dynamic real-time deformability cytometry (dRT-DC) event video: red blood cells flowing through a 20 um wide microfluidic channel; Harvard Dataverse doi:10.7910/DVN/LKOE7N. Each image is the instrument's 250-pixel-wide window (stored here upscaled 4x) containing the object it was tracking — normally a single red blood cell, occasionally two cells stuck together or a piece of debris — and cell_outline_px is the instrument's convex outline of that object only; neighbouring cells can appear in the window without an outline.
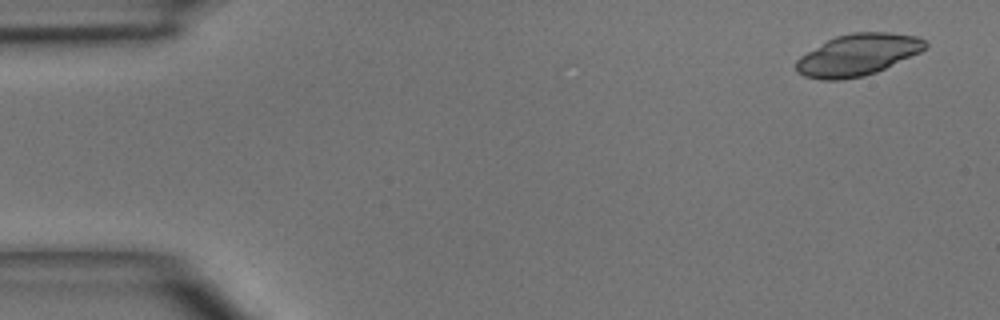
{"species": "common noctule bat (a hibernating species)", "species_latin": "Nyctalus noctula", "temperature_condition": "room temperature", "stored_images_in_passage": 4, "camera_frame_rate_fps": 3000, "um_per_image_px": 0.085, "animal": {"sex": "male", "body_mass_g": 15.6}, "frame": {"image": 1, "passage_image": 1, "time_ms": 0.0, "image_size_px": [1000, 320], "cell_outline_px": [[928, 48], [920, 52], [876, 72], [864, 76], [840, 80], [820, 80], [804, 76], [796, 72], [796, 60], [800, 56], [828, 40], [836, 36], [852, 32], [892, 32], [916, 36], [924, 40], [928, 44]], "centroid_in_image_um": [72.91, 4.66], "position_along_channel_um": 12.1, "area_um2": 31.33}}